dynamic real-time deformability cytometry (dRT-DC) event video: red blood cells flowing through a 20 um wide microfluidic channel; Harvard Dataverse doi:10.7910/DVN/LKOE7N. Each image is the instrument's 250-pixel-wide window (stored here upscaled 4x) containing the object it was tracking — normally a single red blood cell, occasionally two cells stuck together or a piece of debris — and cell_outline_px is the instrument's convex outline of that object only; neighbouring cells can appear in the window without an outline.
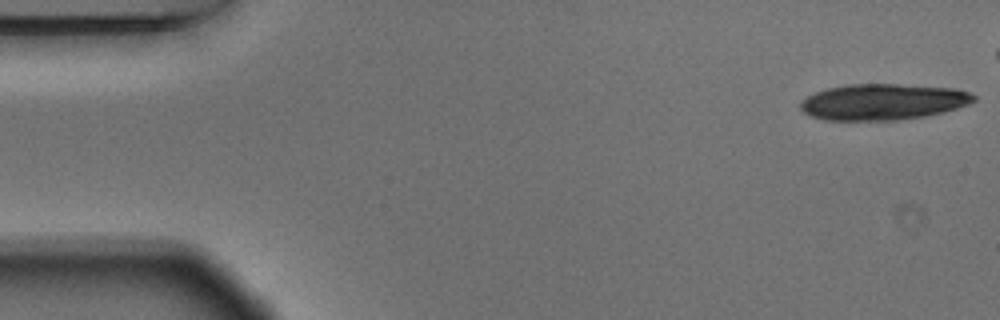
{"species": "Egyptian fruit bat (a non-hibernating species)", "species_latin": "Rousettus aegyptiacus", "temperature_condition": "warm", "stored_images_in_passage": 7, "segment_of_instrument_passage": [1, 2], "camera_frame_rate_fps": 3000, "um_per_image_px": 0.085, "animal": {"sex": "male"}, "frame": {"image": 1, "passage_image": 1, "time_ms": 0.0, "image_size_px": [1000, 320], "cell_outline_px": [[976, 100], [968, 104], [944, 112], [924, 116], [896, 120], [824, 120], [808, 116], [800, 108], [800, 100], [816, 92], [828, 88], [848, 84], [896, 84], [956, 88], [968, 92], [976, 96]], "centroid_in_image_um": [75.03, 8.66], "position_along_channel_um": 10.0, "area_um2": 36.53}}